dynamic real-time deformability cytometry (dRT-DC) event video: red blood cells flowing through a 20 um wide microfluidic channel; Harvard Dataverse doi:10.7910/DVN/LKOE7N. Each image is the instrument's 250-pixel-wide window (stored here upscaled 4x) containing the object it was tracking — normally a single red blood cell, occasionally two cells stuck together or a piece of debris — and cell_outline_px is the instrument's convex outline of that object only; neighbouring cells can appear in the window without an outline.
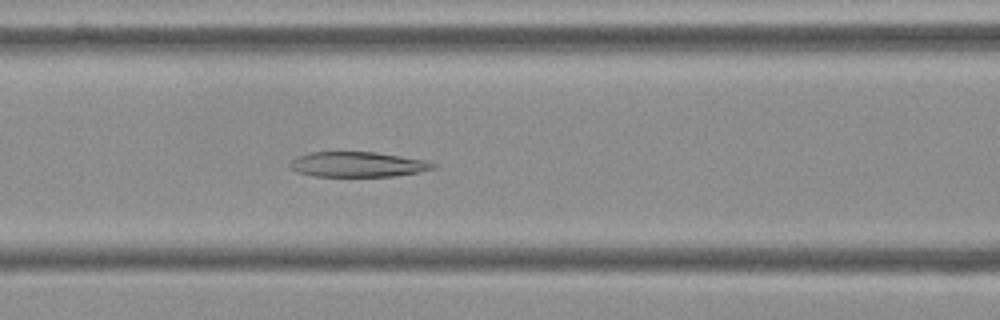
{"species": "Egyptian fruit bat (a non-hibernating species)", "species_latin": "Rousettus aegyptiacus", "temperature_condition": "cold", "stored_images_in_passage": 54, "camera_frame_rate_fps": 3000, "um_per_image_px": 0.085, "frame": {"image": 1, "passage_image": 22, "time_ms": 7.0, "image_size_px": [1000, 320], "cell_outline_px": [[436, 168], [420, 172], [392, 176], [312, 176], [296, 172], [288, 164], [296, 156], [308, 152], [376, 152], [428, 160], [436, 164]], "centroid_in_image_um": [30.41, 13.97], "position_along_channel_um": 136.2, "area_um2": 21.15}}
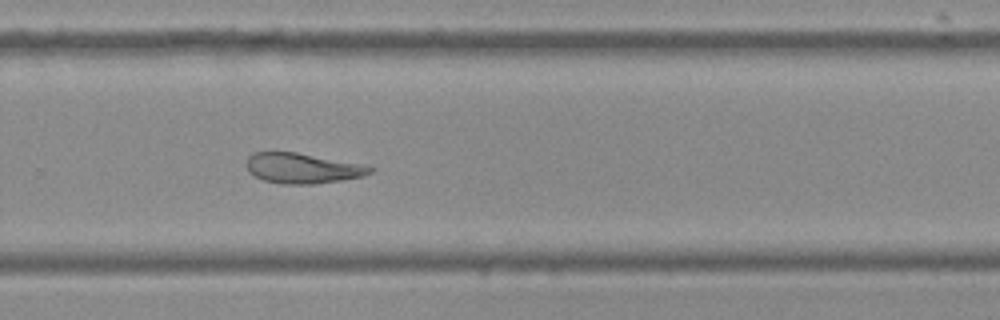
{"frame": {"image": 2, "passage_image": 36, "time_ms": 11.667, "image_size_px": [1000, 320], "cell_outline_px": [[376, 168], [372, 172], [364, 176], [340, 180], [312, 184], [280, 184], [264, 180], [252, 176], [248, 172], [244, 164], [248, 156], [252, 152], [296, 152], [364, 164]], "centroid_in_image_um": [25.67, 14.29], "position_along_channel_um": 304.1, "area_um2": 22.14}}
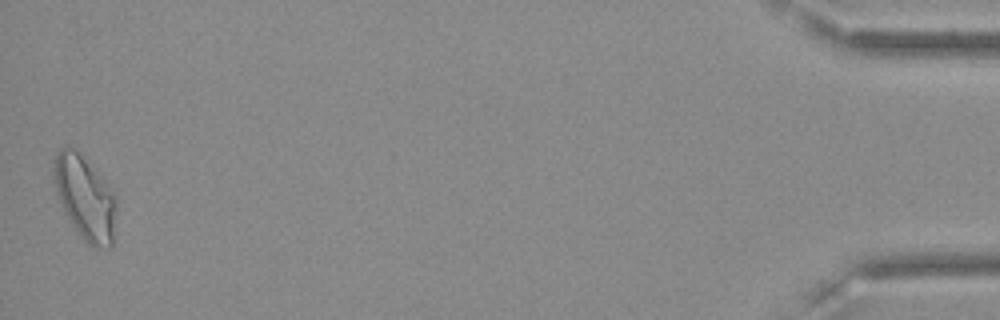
{"frame": {"image": 3, "passage_image": 54, "time_ms": 17.667, "image_size_px": [1000, 320], "cell_outline_px": [[116, 208], [112, 244], [108, 248], [96, 248], [88, 244], [80, 236], [68, 216], [56, 192], [52, 180], [52, 168], [56, 152], [64, 148], [72, 148], [112, 188], [116, 196]], "centroid_in_image_um": [7.22, 16.84], "position_along_channel_um": 428.0, "area_um2": 29.94}}